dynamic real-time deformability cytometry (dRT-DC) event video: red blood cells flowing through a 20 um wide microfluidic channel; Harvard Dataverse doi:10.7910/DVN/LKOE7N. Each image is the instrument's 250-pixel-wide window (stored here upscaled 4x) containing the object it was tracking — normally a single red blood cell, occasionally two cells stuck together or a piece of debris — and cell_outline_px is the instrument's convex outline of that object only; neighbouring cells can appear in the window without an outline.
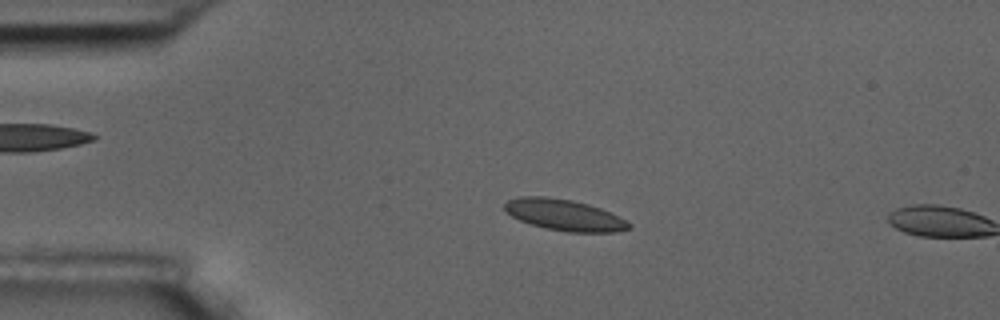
{"species": "common noctule bat (a hibernating species)", "species_latin": "Nyctalus noctula", "temperature_condition": "room temperature", "stored_images_in_passage": 3, "camera_frame_rate_fps": 3000, "um_per_image_px": 0.085, "animal": {"sex": "male", "body_mass_g": 17.5, "forearm_length_mm": 52.3}, "frame": {"image": 1, "passage_image": 2, "time_ms": 1.333, "image_size_px": [1000, 320], "cell_outline_px": [[632, 228], [616, 232], [568, 232], [548, 228], [532, 224], [520, 220], [512, 216], [504, 208], [504, 204], [508, 200], [520, 196], [548, 196], [572, 200], [588, 204], [600, 208], [632, 224]], "centroid_in_image_um": [47.97, 18.26], "position_along_channel_um": 37.0, "area_um2": 22.37}}